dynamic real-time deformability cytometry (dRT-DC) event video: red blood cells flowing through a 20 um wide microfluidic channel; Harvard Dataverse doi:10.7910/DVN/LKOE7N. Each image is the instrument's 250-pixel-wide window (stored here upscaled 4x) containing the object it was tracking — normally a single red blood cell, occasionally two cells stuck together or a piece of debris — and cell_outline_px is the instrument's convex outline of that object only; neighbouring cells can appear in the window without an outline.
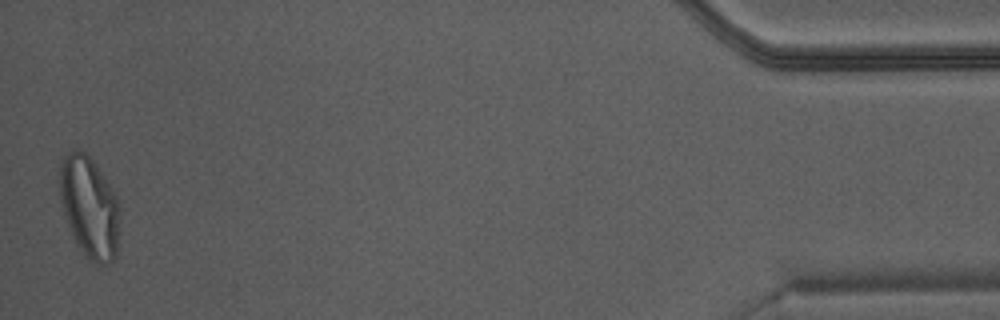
{"species": "Egyptian fruit bat (a non-hibernating species)", "species_latin": "Rousettus aegyptiacus", "temperature_condition": "warm", "stored_images_in_passage": 44, "camera_frame_rate_fps": 3000, "um_per_image_px": 0.085, "animal": {"sex": "male"}, "frame": {"image": 1, "passage_image": 44, "time_ms": 14.333, "image_size_px": [1000, 320], "cell_outline_px": [[116, 256], [108, 264], [100, 264], [84, 256], [76, 244], [72, 236], [60, 200], [60, 168], [68, 152], [76, 148], [80, 148], [96, 164], [116, 196]], "centroid_in_image_um": [7.55, 17.59], "position_along_channel_um": 427.7, "area_um2": 34.39}}